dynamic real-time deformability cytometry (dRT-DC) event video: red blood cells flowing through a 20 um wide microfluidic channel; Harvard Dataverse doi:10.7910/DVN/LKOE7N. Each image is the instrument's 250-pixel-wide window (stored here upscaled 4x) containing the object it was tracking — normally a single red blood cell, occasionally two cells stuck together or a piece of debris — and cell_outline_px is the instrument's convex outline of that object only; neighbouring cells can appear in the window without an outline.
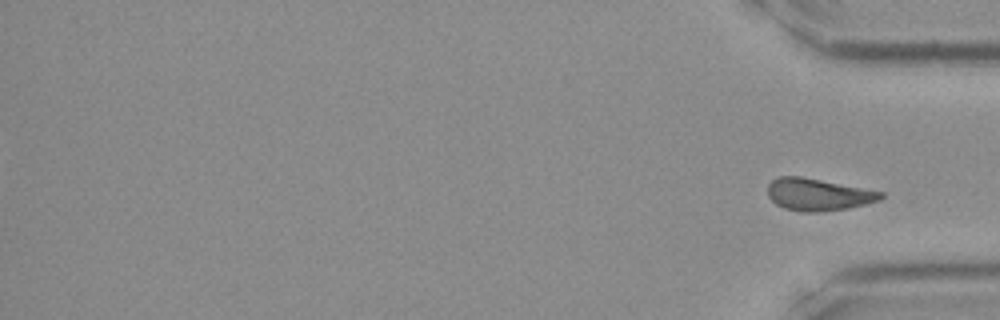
{"species": "Egyptian fruit bat (a non-hibernating species)", "species_latin": "Rousettus aegyptiacus", "temperature_condition": "room temperature", "stored_images_in_passage": 37, "segment_of_instrument_passage": [2, 2], "camera_frame_rate_fps": 3000, "um_per_image_px": 0.085, "frame": {"image": 1, "passage_image": 37, "time_ms": 12.0, "image_size_px": [1000, 320], "cell_outline_px": [[884, 196], [880, 200], [848, 208], [820, 212], [800, 212], [784, 208], [776, 204], [768, 196], [768, 184], [776, 176], [800, 176], [884, 192]], "centroid_in_image_um": [69.51, 16.54], "position_along_channel_um": 365.7, "area_um2": 21.15}}